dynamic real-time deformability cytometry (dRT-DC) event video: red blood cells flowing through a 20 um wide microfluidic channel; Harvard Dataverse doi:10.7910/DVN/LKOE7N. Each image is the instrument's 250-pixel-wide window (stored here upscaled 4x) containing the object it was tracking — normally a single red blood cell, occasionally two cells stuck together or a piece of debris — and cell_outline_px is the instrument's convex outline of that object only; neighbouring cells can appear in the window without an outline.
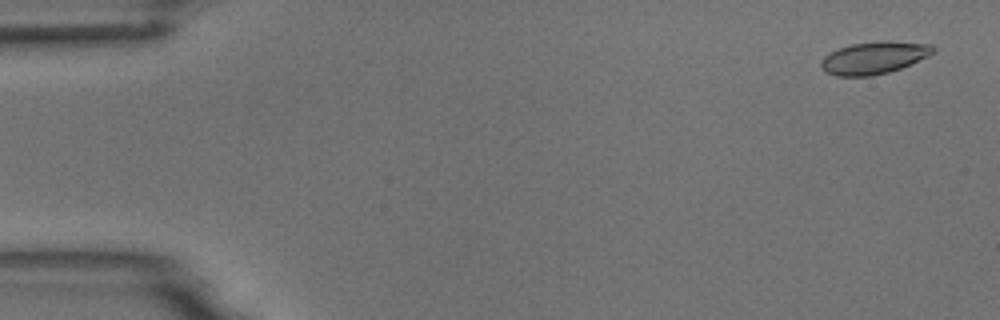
{"species": "common noctule bat (a hibernating species)", "species_latin": "Nyctalus noctula", "temperature_condition": "room temperature", "stored_images_in_passage": 4, "camera_frame_rate_fps": 3000, "um_per_image_px": 0.085, "animal": {"sex": "male", "body_mass_g": 18.8}, "frame": {"image": 1, "passage_image": 1, "time_ms": 0.0, "image_size_px": [1000, 320], "cell_outline_px": [[936, 52], [928, 56], [900, 68], [888, 72], [872, 76], [836, 76], [828, 72], [820, 64], [820, 60], [824, 56], [840, 48], [852, 44], [888, 40], [932, 44], [936, 48]], "centroid_in_image_um": [74.34, 4.9], "position_along_channel_um": 10.7, "area_um2": 20.98}}
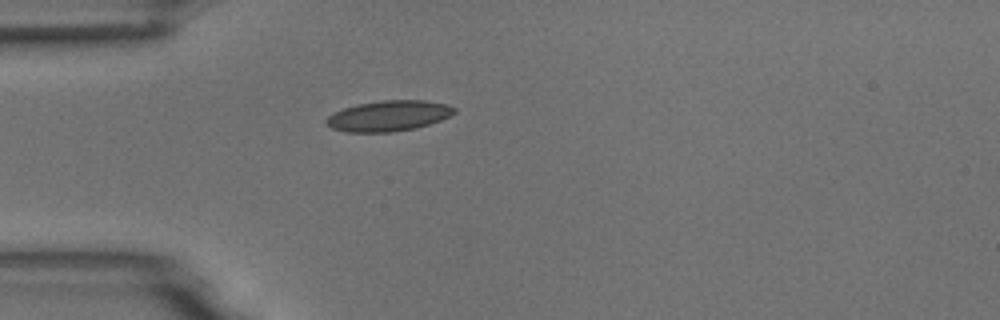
{"frame": {"image": 2, "passage_image": 4, "time_ms": 1.0, "image_size_px": [1000, 320], "cell_outline_px": [[456, 112], [440, 120], [416, 128], [392, 132], [344, 132], [332, 128], [324, 120], [332, 112], [356, 104], [380, 100], [424, 100], [448, 104], [456, 108]], "centroid_in_image_um": [33.01, 9.84], "position_along_channel_um": 52.0, "area_um2": 22.95}}